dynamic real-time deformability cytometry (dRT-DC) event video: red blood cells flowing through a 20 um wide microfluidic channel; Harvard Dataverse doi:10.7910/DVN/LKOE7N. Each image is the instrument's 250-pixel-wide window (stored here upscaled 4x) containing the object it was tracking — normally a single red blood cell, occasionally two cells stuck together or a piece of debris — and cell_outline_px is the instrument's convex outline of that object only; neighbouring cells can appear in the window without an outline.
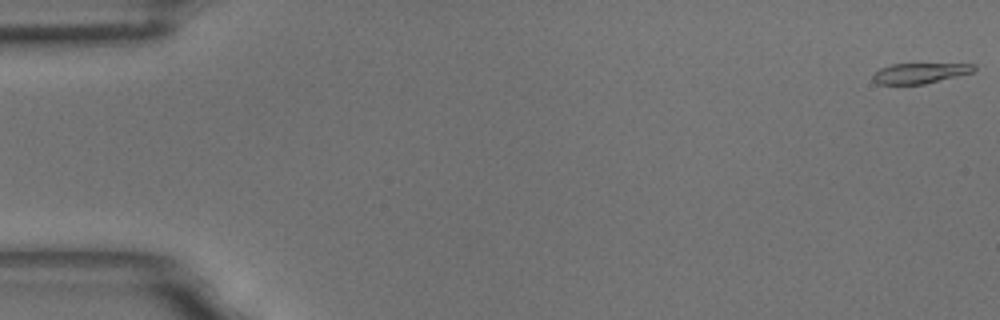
{"species": "common noctule bat (a hibernating species)", "species_latin": "Nyctalus noctula", "temperature_condition": "room temperature", "stored_images_in_passage": 57, "camera_frame_rate_fps": 3000, "um_per_image_px": 0.085, "animal": {"sex": "male", "body_mass_g": 18.8}, "frame": {"image": 1, "passage_image": 1, "time_ms": 0.0, "image_size_px": [1000, 320], "cell_outline_px": [[976, 68], [972, 72], [924, 84], [876, 84], [872, 80], [872, 76], [880, 68], [892, 64], [976, 64]], "centroid_in_image_um": [78.15, 6.22], "position_along_channel_um": 6.9, "area_um2": 11.85}}
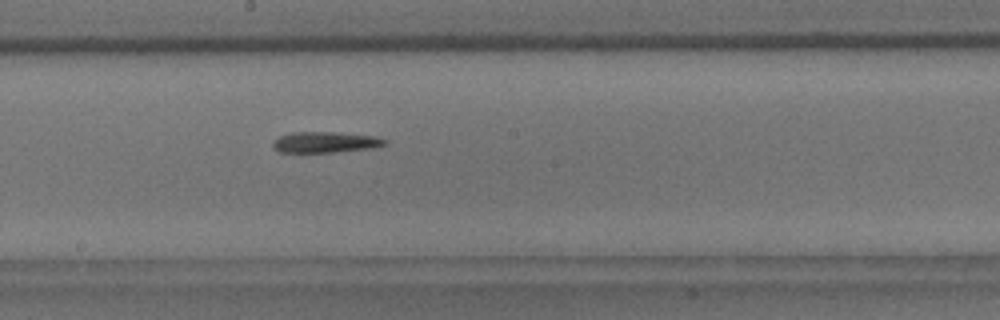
{"frame": {"image": 2, "passage_image": 31, "time_ms": 10.0, "image_size_px": [1000, 320], "cell_outline_px": [[388, 144], [372, 148], [336, 152], [280, 152], [272, 148], [272, 140], [280, 136], [292, 132], [336, 132], [376, 136], [388, 140]], "centroid_in_image_um": [27.66, 12.08], "position_along_channel_um": 220.5, "area_um2": 13.81}}
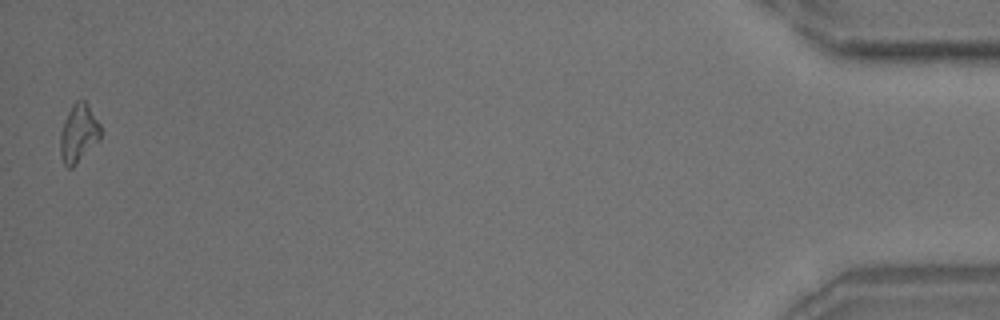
{"frame": {"image": 3, "passage_image": 56, "time_ms": 18.333, "image_size_px": [1000, 320], "cell_outline_px": [[100, 140], [72, 168], [68, 168], [64, 164], [60, 156], [60, 132], [68, 112], [72, 104], [76, 100], [84, 100], [88, 104], [100, 124]], "centroid_in_image_um": [6.67, 11.34], "position_along_channel_um": 428.5, "area_um2": 13.7}, "authors_computed_cell_mechanics": {"area_um2": 13.6408, "velocity_mm_per_s": 3.5964, "shape_relaxation_time_tau1_ms": 9.7971, "shape_relaxation_time_tau2_ms": null, "deformation_change_tau1": 0.2543, "deformation_change_tau2": null}}